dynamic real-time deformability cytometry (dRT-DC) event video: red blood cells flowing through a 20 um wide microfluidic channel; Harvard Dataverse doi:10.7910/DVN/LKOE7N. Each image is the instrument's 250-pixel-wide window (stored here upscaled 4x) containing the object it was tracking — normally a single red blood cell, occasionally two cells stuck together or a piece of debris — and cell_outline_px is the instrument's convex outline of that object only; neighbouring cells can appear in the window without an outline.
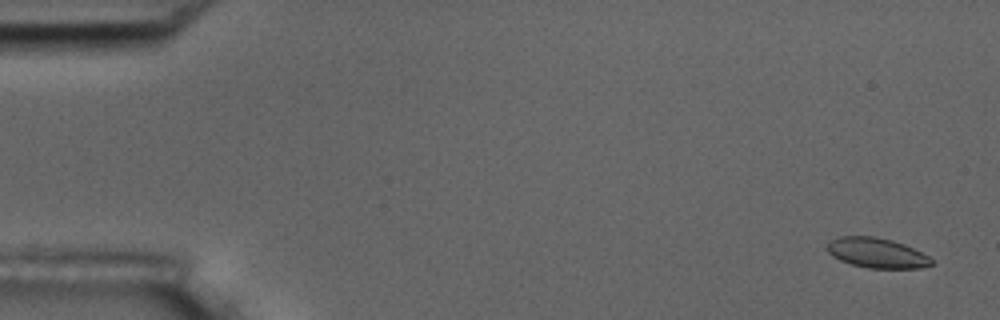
{"species": "common noctule bat (a hibernating species)", "species_latin": "Nyctalus noctula", "temperature_condition": "room temperature", "stored_images_in_passage": 13, "camera_frame_rate_fps": 3000, "um_per_image_px": 0.085, "animal": {"sex": "male", "body_mass_g": 17.5, "forearm_length_mm": 52.3}, "frame": {"image": 1, "passage_image": 1, "time_ms": 0.0, "image_size_px": [1000, 320], "cell_outline_px": [[936, 264], [920, 268], [868, 268], [852, 264], [840, 260], [832, 256], [828, 252], [828, 244], [832, 240], [840, 236], [876, 236], [892, 240], [904, 244], [928, 256]], "centroid_in_image_um": [74.55, 21.5], "position_along_channel_um": 10.5, "area_um2": 18.15}}
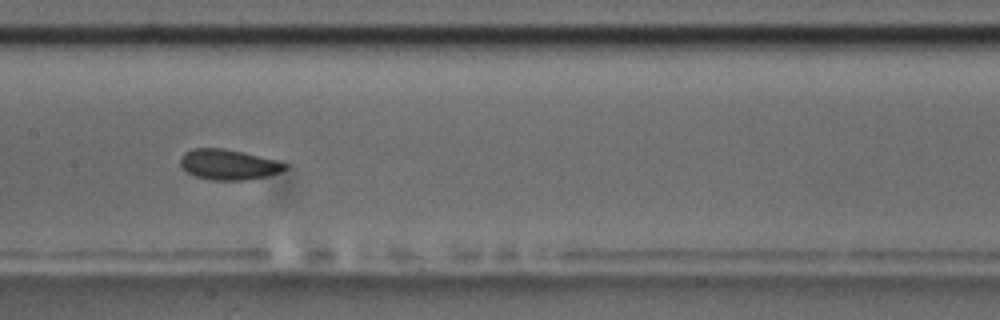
{"frame": {"image": 2, "passage_image": 8, "time_ms": 2.333, "image_size_px": [1000, 320], "cell_outline_px": [[288, 168], [280, 172], [268, 176], [248, 180], [212, 180], [196, 176], [184, 172], [180, 168], [180, 156], [184, 152], [192, 148], [224, 148], [244, 152], [276, 160], [288, 164]], "centroid_in_image_um": [19.39, 13.99], "position_along_channel_um": 188.0, "area_um2": 18.9}}
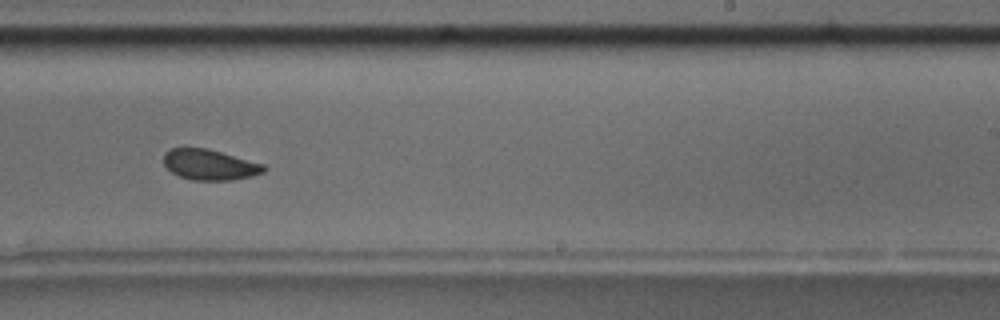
{"frame": {"image": 3, "passage_image": 10, "time_ms": 3.0, "image_size_px": [1000, 320], "cell_outline_px": [[268, 168], [264, 172], [252, 176], [232, 180], [192, 180], [180, 176], [172, 172], [164, 164], [164, 152], [172, 148], [208, 148], [264, 164]], "centroid_in_image_um": [17.85, 14.0], "position_along_channel_um": 271.2, "area_um2": 17.86}}